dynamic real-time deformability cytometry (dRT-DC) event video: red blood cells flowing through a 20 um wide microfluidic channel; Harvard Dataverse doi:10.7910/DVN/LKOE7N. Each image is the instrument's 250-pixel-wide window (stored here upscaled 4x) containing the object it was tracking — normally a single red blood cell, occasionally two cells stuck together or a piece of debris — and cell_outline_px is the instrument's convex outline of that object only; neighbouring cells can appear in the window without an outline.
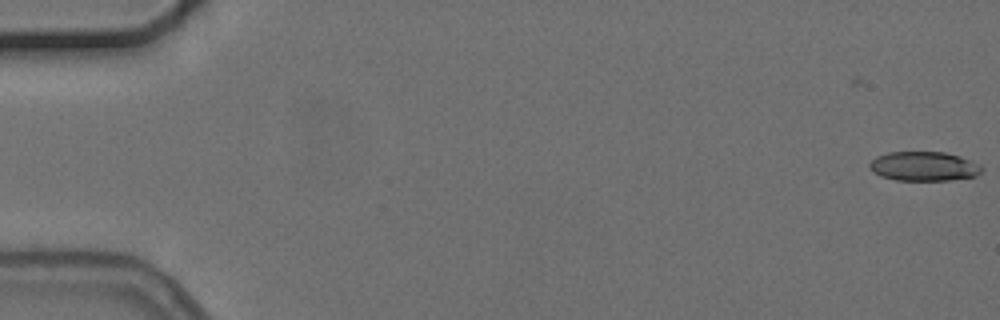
{"species": "common noctule bat (a hibernating species)", "species_latin": "Nyctalus noctula", "temperature_condition": "cold", "stored_images_in_passage": 7, "camera_frame_rate_fps": 3000, "um_per_image_px": 0.085, "animal": {"sex": "female", "body_mass_g": 24.6, "forearm_length_mm": 56.2}, "frame": {"image": 1, "passage_image": 2, "time_ms": 1.333, "image_size_px": [1000, 320], "cell_outline_px": [[984, 168], [976, 176], [948, 180], [896, 180], [880, 176], [872, 172], [868, 168], [868, 164], [876, 156], [888, 152], [944, 152], [960, 156], [980, 164]], "centroid_in_image_um": [78.5, 14.13], "position_along_channel_um": 6.5, "area_um2": 19.31}}
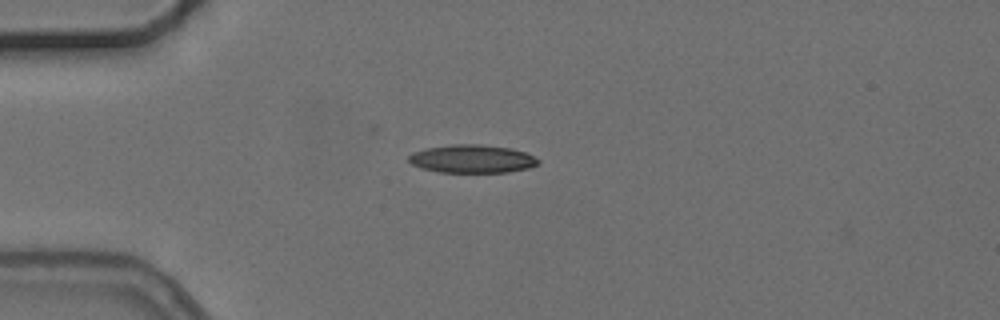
{"frame": {"image": 2, "passage_image": 6, "time_ms": 6.0, "image_size_px": [1000, 320], "cell_outline_px": [[540, 164], [528, 168], [508, 172], [440, 172], [424, 168], [412, 164], [408, 160], [408, 156], [412, 152], [424, 148], [452, 144], [480, 144], [512, 148], [524, 152], [540, 160]], "centroid_in_image_um": [40.13, 13.49], "position_along_channel_um": 44.9, "area_um2": 21.27}}